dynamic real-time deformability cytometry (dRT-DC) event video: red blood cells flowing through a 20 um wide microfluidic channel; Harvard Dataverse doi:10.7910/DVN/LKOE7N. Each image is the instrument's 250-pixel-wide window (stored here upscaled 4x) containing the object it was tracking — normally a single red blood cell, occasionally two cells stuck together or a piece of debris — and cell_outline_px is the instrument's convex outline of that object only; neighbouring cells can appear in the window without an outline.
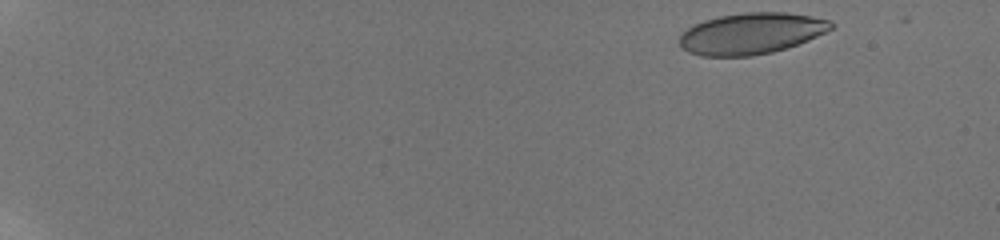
{"species": "human", "species_latin": "Homo sapiens", "temperature_condition": "room temperature", "stored_images_in_passage": 40, "camera_frame_rate_fps": 3000, "um_per_image_px": 0.085, "donor": {"sex": "male"}, "frame": {"image": 1, "passage_image": 1, "time_ms": 0.0, "image_size_px": [1000, 240], "cell_outline_px": [[836, 24], [832, 28], [808, 40], [788, 48], [772, 52], [752, 56], [700, 56], [688, 52], [680, 44], [680, 36], [688, 28], [704, 20], [720, 16], [744, 12], [788, 12], [812, 16], [832, 20]], "centroid_in_image_um": [63.9, 2.84], "position_along_channel_um": 21.1, "area_um2": 36.47}}
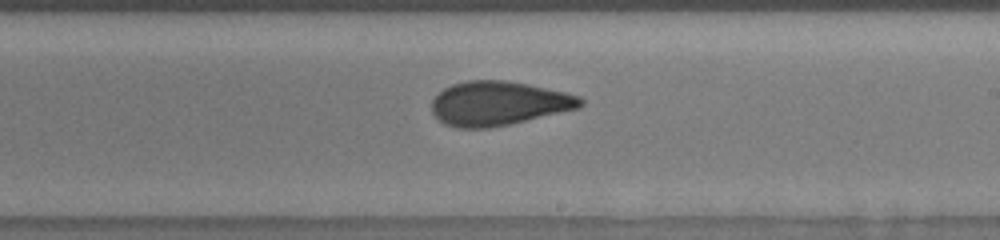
{"frame": {"image": 2, "passage_image": 32, "time_ms": 10.333, "image_size_px": [1000, 240], "cell_outline_px": [[584, 104], [580, 108], [508, 124], [488, 128], [456, 128], [444, 124], [432, 112], [432, 100], [444, 88], [452, 84], [468, 80], [504, 80], [528, 84], [564, 92], [580, 96], [584, 100]], "centroid_in_image_um": [42.38, 8.78], "position_along_channel_um": 246.6, "area_um2": 38.15}}
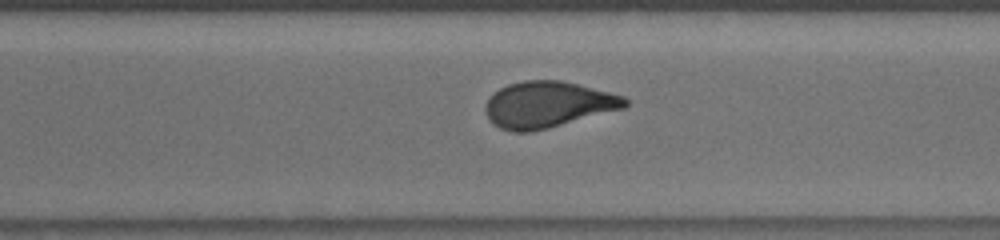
{"frame": {"image": 3, "passage_image": 39, "time_ms": 12.333, "image_size_px": [1000, 240], "cell_outline_px": [[628, 104], [624, 108], [548, 128], [528, 132], [512, 132], [500, 128], [492, 124], [488, 120], [484, 108], [488, 100], [500, 88], [508, 84], [524, 80], [564, 80], [624, 96], [628, 100]], "centroid_in_image_um": [46.55, 8.89], "position_along_channel_um": 324.0, "area_um2": 37.57}}